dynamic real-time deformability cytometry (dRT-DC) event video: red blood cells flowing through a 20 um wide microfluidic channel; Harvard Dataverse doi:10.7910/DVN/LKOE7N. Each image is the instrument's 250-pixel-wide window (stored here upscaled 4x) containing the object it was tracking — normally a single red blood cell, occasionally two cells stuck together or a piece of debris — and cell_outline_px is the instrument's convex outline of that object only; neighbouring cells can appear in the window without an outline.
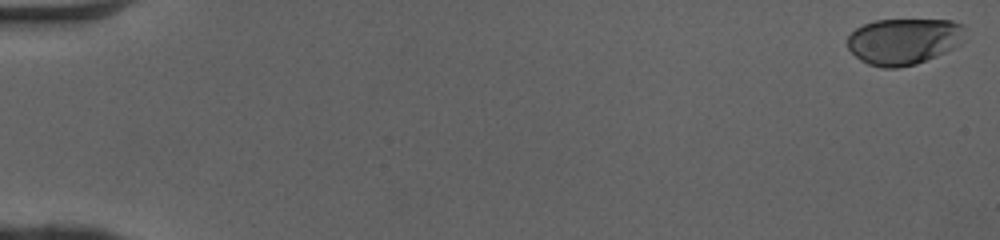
{"species": "human", "species_latin": "Homo sapiens", "temperature_condition": "cold", "stored_images_in_passage": 51, "camera_frame_rate_fps": 3000, "um_per_image_px": 0.085, "donor": {"sex": "female"}, "frame": {"image": 1, "passage_image": 1, "time_ms": 0.0, "image_size_px": [1000, 240], "cell_outline_px": [[964, 28], [960, 44], [956, 48], [916, 64], [896, 68], [884, 68], [868, 64], [860, 60], [848, 48], [848, 36], [856, 28], [864, 24], [876, 20], [952, 20], [964, 24]], "centroid_in_image_um": [76.83, 3.51], "position_along_channel_um": 8.2, "area_um2": 31.73}}
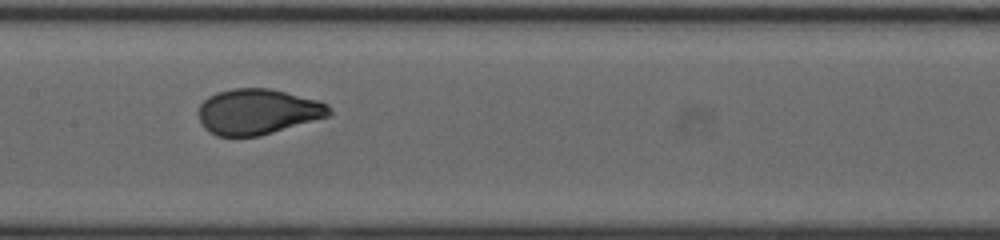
{"frame": {"image": 2, "passage_image": 27, "time_ms": 8.667, "image_size_px": [1000, 240], "cell_outline_px": [[332, 116], [260, 136], [216, 136], [208, 132], [204, 128], [196, 112], [200, 104], [208, 96], [216, 92], [232, 88], [268, 88], [320, 100], [328, 104], [332, 108]], "centroid_in_image_um": [21.92, 9.49], "position_along_channel_um": 185.5, "area_um2": 35.32}}
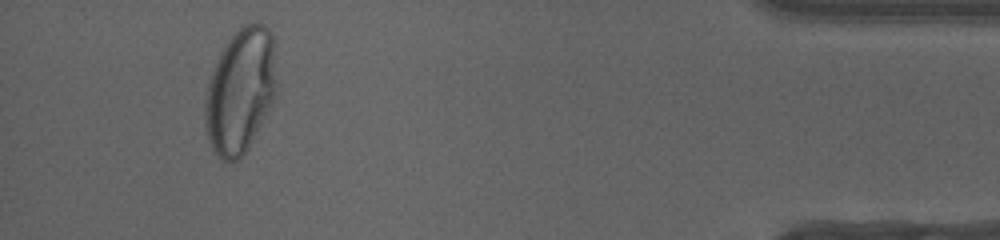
{"frame": {"image": 3, "passage_image": 48, "time_ms": 15.667, "image_size_px": [1000, 240], "cell_outline_px": [[276, 96], [248, 148], [240, 160], [224, 160], [212, 148], [208, 140], [204, 128], [204, 100], [208, 84], [212, 72], [220, 52], [224, 44], [244, 24], [264, 24], [272, 32], [276, 80]], "centroid_in_image_um": [20.42, 7.73], "position_along_channel_um": 414.8, "area_um2": 51.96}, "authors_computed_cell_mechanics": {"area_um2": 35.0846, "velocity_mm_per_s": 4.0812, "shape_relaxation_time_tau1_ms": 3.7695, "shape_relaxation_time_tau2_ms": null, "deformation_change_tau1": 0.1908, "deformation_change_tau2": null}}